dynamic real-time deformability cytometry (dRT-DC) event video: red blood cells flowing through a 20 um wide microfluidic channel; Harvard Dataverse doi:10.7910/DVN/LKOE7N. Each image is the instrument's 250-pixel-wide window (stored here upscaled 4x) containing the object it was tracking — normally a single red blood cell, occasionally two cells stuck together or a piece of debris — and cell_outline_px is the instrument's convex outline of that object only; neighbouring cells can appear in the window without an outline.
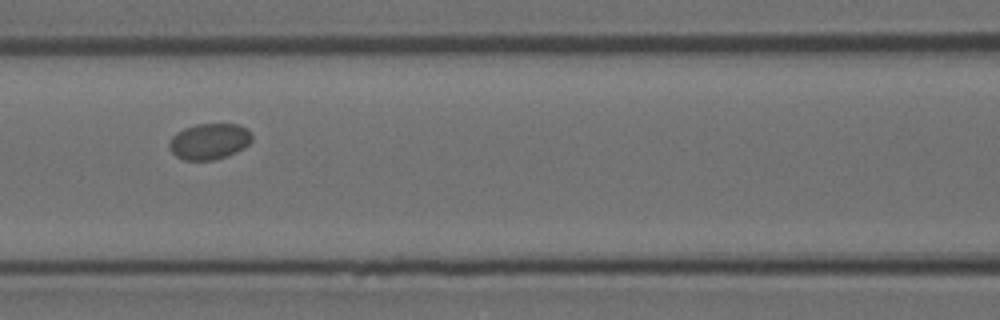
{"species": "Egyptian fruit bat (a non-hibernating species)", "species_latin": "Rousettus aegyptiacus", "temperature_condition": "room temperature", "stored_images_in_passage": 9, "camera_frame_rate_fps": 3000, "um_per_image_px": 0.085, "animal": {"sex": "female"}, "frame": {"image": 1, "passage_image": 6, "time_ms": 1.667, "image_size_px": [1000, 320], "cell_outline_px": [[252, 140], [248, 144], [236, 152], [212, 160], [184, 160], [176, 156], [168, 148], [168, 144], [172, 136], [176, 132], [184, 128], [196, 124], [240, 124], [248, 128], [252, 132]], "centroid_in_image_um": [17.78, 12.0], "position_along_channel_um": 148.8, "area_um2": 17.46}}
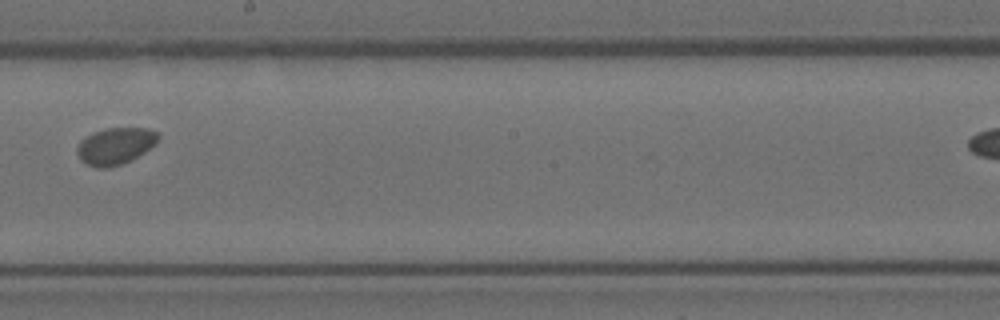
{"frame": {"image": 2, "passage_image": 8, "time_ms": 2.333, "image_size_px": [1000, 320], "cell_outline_px": [[160, 140], [156, 144], [144, 152], [120, 164], [108, 168], [96, 168], [80, 160], [76, 152], [76, 148], [80, 140], [92, 132], [104, 128], [148, 128], [160, 132]], "centroid_in_image_um": [9.8, 12.38], "position_along_channel_um": 238.4, "area_um2": 17.57}}
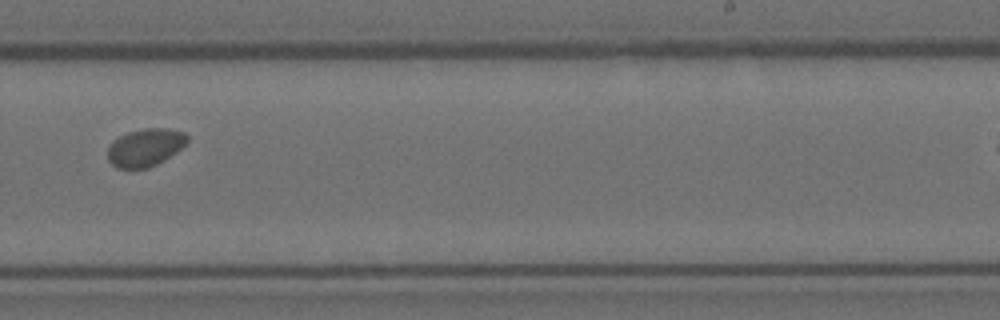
{"frame": {"image": 3, "passage_image": 9, "time_ms": 2.667, "image_size_px": [1000, 320], "cell_outline_px": [[188, 140], [176, 152], [156, 164], [148, 168], [116, 168], [108, 160], [108, 148], [112, 140], [128, 132], [144, 128], [168, 128], [184, 132], [188, 136]], "centroid_in_image_um": [12.32, 12.52], "position_along_channel_um": 276.7, "area_um2": 17.4}}